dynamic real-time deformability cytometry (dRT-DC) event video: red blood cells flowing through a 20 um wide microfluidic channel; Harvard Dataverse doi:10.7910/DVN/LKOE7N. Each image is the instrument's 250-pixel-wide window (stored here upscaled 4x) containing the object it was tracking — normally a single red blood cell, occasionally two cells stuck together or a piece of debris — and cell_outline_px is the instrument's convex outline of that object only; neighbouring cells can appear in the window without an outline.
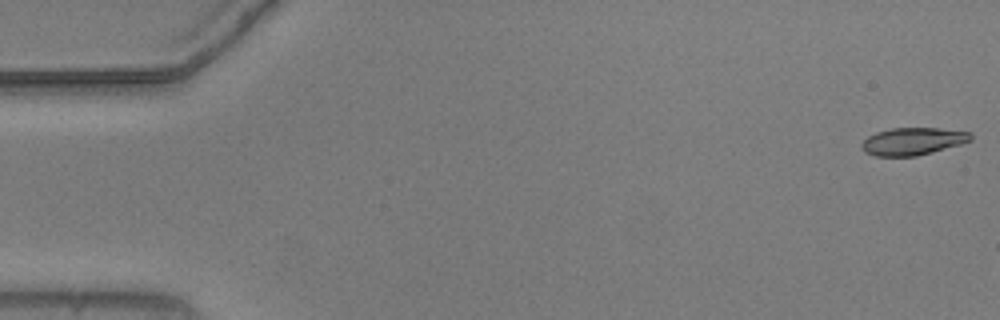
{"species": "common noctule bat (a hibernating species)", "species_latin": "Nyctalus noctula", "temperature_condition": "warm", "stored_images_in_passage": 9, "camera_frame_rate_fps": 3000, "um_per_image_px": 0.085, "animal": {"sex": "male", "body_mass_g": 20.5, "forearm_length_mm": 52.5}, "frame": {"image": 1, "passage_image": 1, "time_ms": 0.0, "image_size_px": [1000, 320], "cell_outline_px": [[972, 140], [960, 144], [932, 152], [916, 156], [876, 156], [864, 152], [860, 148], [860, 144], [868, 136], [876, 132], [892, 128], [940, 128], [972, 132]], "centroid_in_image_um": [77.57, 12.01], "position_along_channel_um": 7.4, "area_um2": 17.51}}